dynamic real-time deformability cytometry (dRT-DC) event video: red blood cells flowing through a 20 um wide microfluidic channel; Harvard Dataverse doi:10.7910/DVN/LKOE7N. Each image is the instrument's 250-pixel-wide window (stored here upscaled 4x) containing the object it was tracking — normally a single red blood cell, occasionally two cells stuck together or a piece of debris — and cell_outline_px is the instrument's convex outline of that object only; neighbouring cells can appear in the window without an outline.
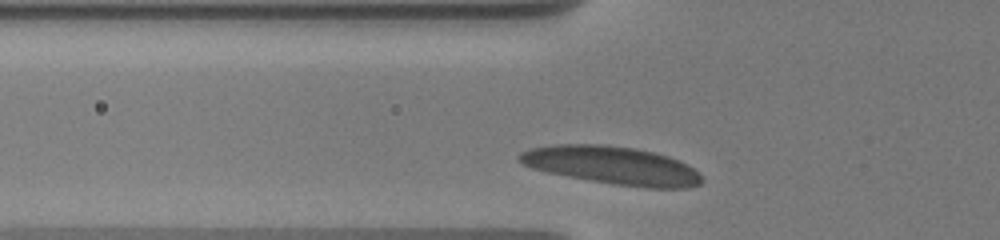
{"species": "human", "species_latin": "Homo sapiens", "temperature_condition": "warm", "stored_images_in_passage": 3, "camera_frame_rate_fps": 3000, "um_per_image_px": 0.085, "donor": {"sex": "male"}, "frame": {"image": 1, "passage_image": 2, "time_ms": 0.667, "image_size_px": [1000, 240], "cell_outline_px": [[704, 180], [700, 184], [688, 188], [644, 188], [616, 184], [568, 176], [548, 172], [532, 168], [516, 160], [516, 156], [520, 152], [532, 148], [552, 144], [600, 144], [636, 148], [668, 156], [688, 164], [700, 172], [704, 176]], "centroid_in_image_um": [52.07, 14.06], "position_along_channel_um": 73.7, "area_um2": 40.63}}